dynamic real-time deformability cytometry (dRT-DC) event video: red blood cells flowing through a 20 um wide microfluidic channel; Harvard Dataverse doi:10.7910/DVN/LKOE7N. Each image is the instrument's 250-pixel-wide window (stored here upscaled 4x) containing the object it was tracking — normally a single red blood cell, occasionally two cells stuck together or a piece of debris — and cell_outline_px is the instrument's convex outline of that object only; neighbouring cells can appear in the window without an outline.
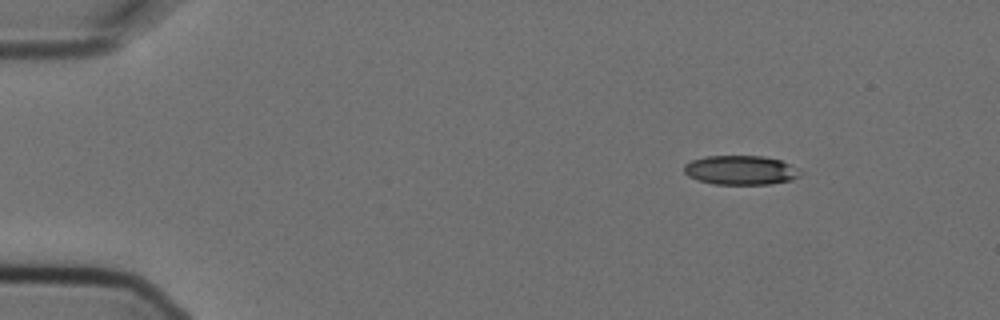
{"species": "Egyptian fruit bat (a non-hibernating species)", "species_latin": "Rousettus aegyptiacus", "temperature_condition": "cold", "stored_images_in_passage": 4, "segment_of_instrument_passage": [1, 2], "camera_frame_rate_fps": 3000, "um_per_image_px": 0.085, "animal": {"sex": "female"}, "frame": {"image": 1, "passage_image": 1, "time_ms": 0.0, "image_size_px": [1000, 320], "cell_outline_px": [[804, 172], [800, 176], [792, 180], [768, 184], [712, 184], [696, 180], [688, 176], [684, 172], [684, 164], [692, 160], [704, 156], [764, 156], [780, 160], [800, 168]], "centroid_in_image_um": [62.98, 14.46], "position_along_channel_um": 22.0, "area_um2": 20.11}}